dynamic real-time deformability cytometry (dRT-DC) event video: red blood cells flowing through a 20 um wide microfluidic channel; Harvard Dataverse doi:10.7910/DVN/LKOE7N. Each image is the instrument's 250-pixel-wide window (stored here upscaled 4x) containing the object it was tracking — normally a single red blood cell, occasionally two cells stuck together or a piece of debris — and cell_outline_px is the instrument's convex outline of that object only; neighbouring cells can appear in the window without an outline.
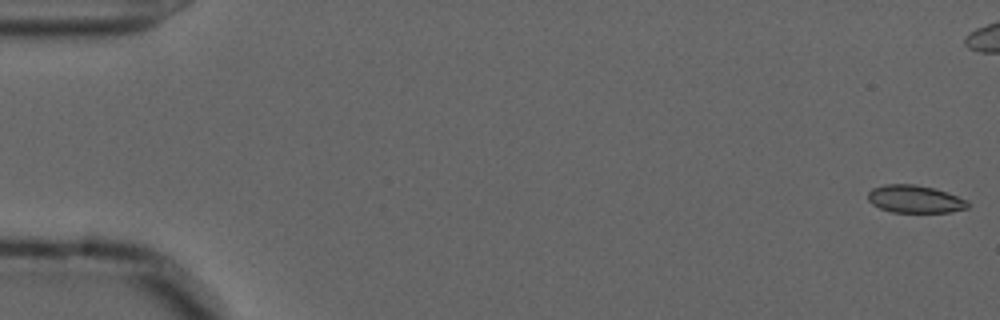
{"species": "common noctule bat (a hibernating species)", "species_latin": "Nyctalus noctula", "temperature_condition": "cold", "stored_images_in_passage": 15, "camera_frame_rate_fps": 3000, "um_per_image_px": 0.085, "animal": {"sex": "male", "forearm_length_mm": 52.5}, "frame": {"image": 1, "passage_image": 1, "time_ms": 0.0, "image_size_px": [1000, 320], "cell_outline_px": [[968, 208], [952, 212], [892, 212], [880, 208], [872, 204], [868, 200], [868, 192], [872, 188], [884, 184], [912, 184], [932, 188], [948, 192], [968, 200]], "centroid_in_image_um": [77.77, 16.92], "position_along_channel_um": 7.2, "area_um2": 16.13}}